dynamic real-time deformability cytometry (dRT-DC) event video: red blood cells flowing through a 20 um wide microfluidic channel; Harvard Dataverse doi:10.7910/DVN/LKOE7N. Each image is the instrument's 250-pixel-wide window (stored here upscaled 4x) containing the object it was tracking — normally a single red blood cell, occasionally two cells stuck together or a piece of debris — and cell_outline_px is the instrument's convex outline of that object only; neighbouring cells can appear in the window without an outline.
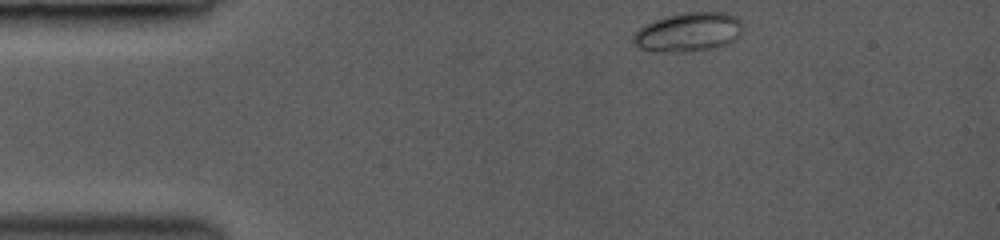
{"species": "common noctule bat (a hibernating species)", "species_latin": "Nyctalus noctula", "temperature_condition": "room temperature", "stored_images_in_passage": 5, "camera_frame_rate_fps": 3000, "um_per_image_px": 0.085, "animal": {"sex": "female", "body_mass_g": 19.0, "forearm_length_mm": 53.3}, "frame": {"image": 1, "passage_image": 1, "time_ms": 0.0, "image_size_px": [1000, 240], "cell_outline_px": [[744, 24], [740, 36], [736, 40], [728, 44], [716, 48], [680, 52], [656, 52], [640, 48], [632, 40], [632, 36], [644, 24], [668, 16], [684, 12], [724, 12], [736, 16]], "centroid_in_image_um": [58.57, 2.73], "position_along_channel_um": 26.4, "area_um2": 25.2}}
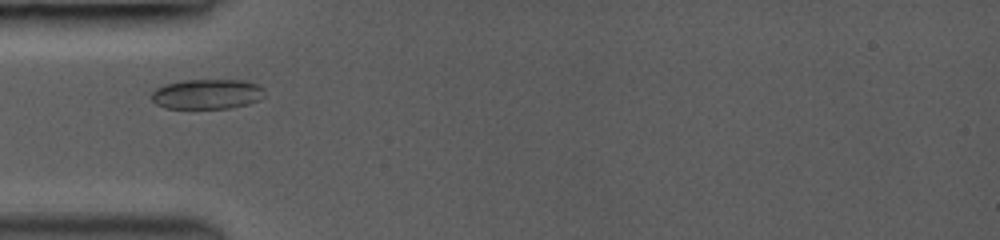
{"frame": {"image": 2, "passage_image": 4, "time_ms": 2.667, "image_size_px": [1000, 240], "cell_outline_px": [[264, 96], [260, 100], [248, 104], [228, 108], [164, 108], [156, 104], [152, 100], [152, 92], [156, 88], [164, 84], [184, 80], [244, 80], [256, 84], [264, 88]], "centroid_in_image_um": [17.61, 7.99], "position_along_channel_um": 67.4, "area_um2": 19.83}}